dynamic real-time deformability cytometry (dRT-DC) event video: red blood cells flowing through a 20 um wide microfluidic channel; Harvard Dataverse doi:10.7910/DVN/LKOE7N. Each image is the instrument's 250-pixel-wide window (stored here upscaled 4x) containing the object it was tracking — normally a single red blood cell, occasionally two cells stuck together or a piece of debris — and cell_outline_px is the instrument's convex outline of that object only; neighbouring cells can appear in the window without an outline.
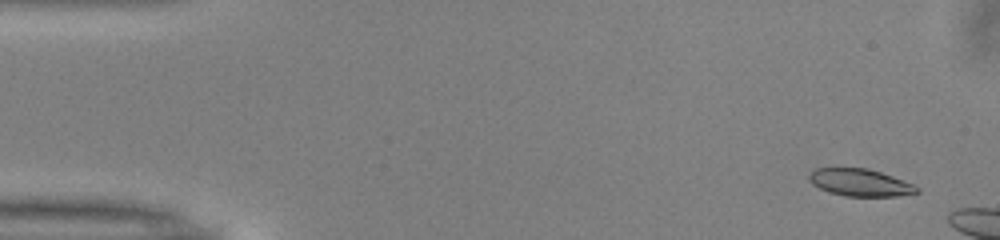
{"species": "common noctule bat (a hibernating species)", "species_latin": "Nyctalus noctula", "temperature_condition": "warm", "stored_images_in_passage": 7, "camera_frame_rate_fps": 3000, "um_per_image_px": 0.085, "animal": {"sex": "male", "body_mass_g": 13.0, "forearm_length_mm": 53.1}, "frame": {"image": 1, "passage_image": 3, "time_ms": 0.667, "image_size_px": [1000, 240], "cell_outline_px": [[920, 192], [900, 196], [844, 196], [828, 192], [812, 184], [808, 180], [808, 176], [816, 168], [836, 164], [868, 168], [892, 176], [912, 184], [920, 188]], "centroid_in_image_um": [73.04, 15.47], "position_along_channel_um": 12.0, "area_um2": 17.86}}